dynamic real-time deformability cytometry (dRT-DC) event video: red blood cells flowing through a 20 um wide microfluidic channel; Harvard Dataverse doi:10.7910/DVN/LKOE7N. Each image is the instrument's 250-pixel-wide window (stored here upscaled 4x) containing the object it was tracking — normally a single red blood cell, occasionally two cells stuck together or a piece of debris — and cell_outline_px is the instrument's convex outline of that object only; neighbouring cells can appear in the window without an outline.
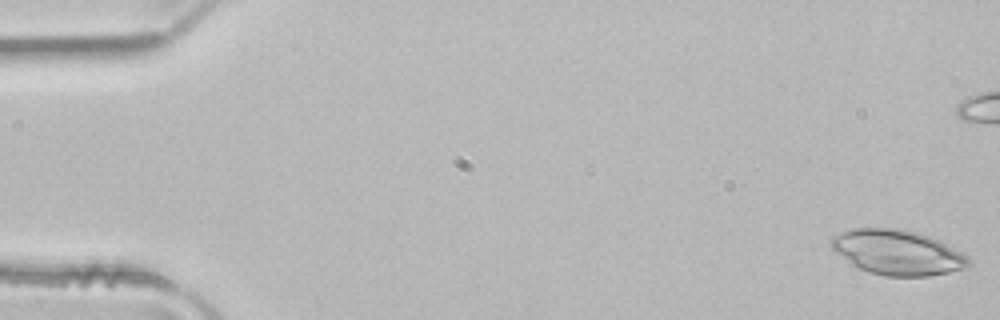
{"species": "common noctule bat (a hibernating species)", "species_latin": "Nyctalus noctula", "temperature_condition": "room temperature", "stored_images_in_passage": 51, "camera_frame_rate_fps": 3000, "um_per_image_px": 0.085, "animal": {"sex": "male", "body_mass_g": 21.5, "forearm_length_mm": 52.0}, "frame": {"image": 1, "passage_image": 1, "time_ms": 0.0, "image_size_px": [1000, 320], "cell_outline_px": [[972, 264], [964, 268], [948, 272], [928, 276], [884, 276], [868, 272], [856, 268], [836, 252], [832, 248], [828, 240], [832, 236], [852, 228], [900, 228], [916, 232], [940, 240], [968, 256], [972, 260]], "centroid_in_image_um": [76.27, 21.45], "position_along_channel_um": 8.7, "area_um2": 36.24}}